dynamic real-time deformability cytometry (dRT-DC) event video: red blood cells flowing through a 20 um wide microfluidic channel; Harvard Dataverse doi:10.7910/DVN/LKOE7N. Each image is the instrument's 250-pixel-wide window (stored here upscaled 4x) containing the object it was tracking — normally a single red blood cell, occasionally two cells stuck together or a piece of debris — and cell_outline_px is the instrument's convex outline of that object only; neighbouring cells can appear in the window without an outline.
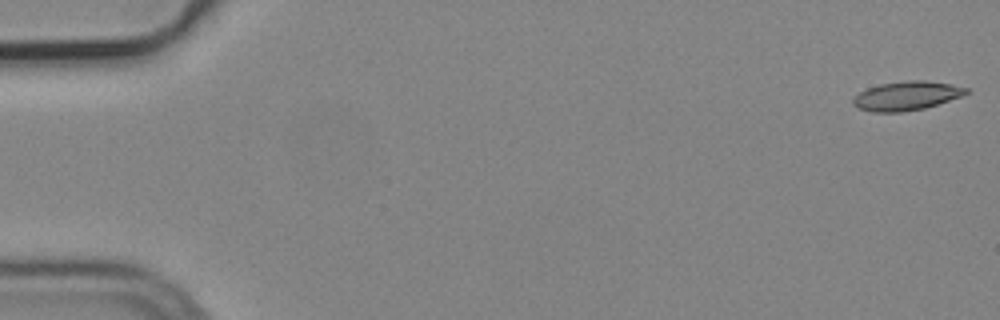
{"species": "common noctule bat (a hibernating species)", "species_latin": "Nyctalus noctula", "temperature_condition": "cold", "stored_images_in_passage": 5, "camera_frame_rate_fps": 3000, "um_per_image_px": 0.085, "animal": {"sex": "male", "body_mass_g": 19.2, "forearm_length_mm": 51.8}, "frame": {"image": 1, "passage_image": 1, "time_ms": 0.0, "image_size_px": [1000, 320], "cell_outline_px": [[968, 92], [964, 96], [924, 108], [900, 112], [872, 112], [860, 108], [852, 104], [852, 96], [868, 88], [880, 84], [908, 80], [924, 80], [952, 84], [968, 88]], "centroid_in_image_um": [77.06, 8.14], "position_along_channel_um": 7.9, "area_um2": 19.13}}
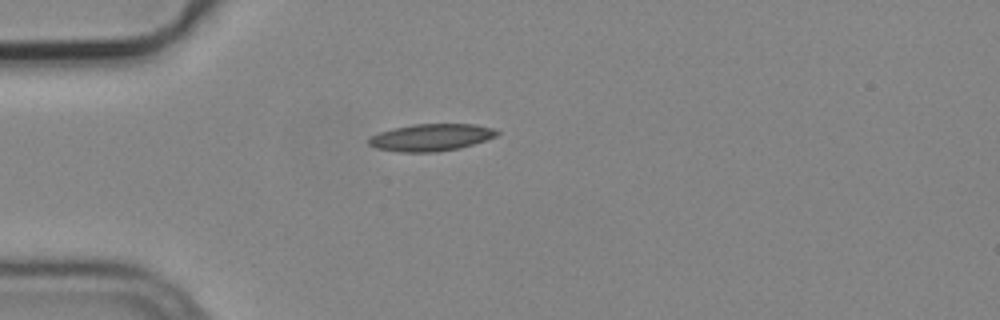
{"frame": {"image": 2, "passage_image": 5, "time_ms": 1.333, "image_size_px": [1000, 320], "cell_outline_px": [[500, 132], [496, 136], [460, 148], [436, 152], [396, 152], [376, 148], [368, 144], [368, 140], [372, 136], [380, 132], [392, 128], [412, 124], [476, 124], [492, 128]], "centroid_in_image_um": [36.61, 11.68], "position_along_channel_um": 48.4, "area_um2": 20.23}}